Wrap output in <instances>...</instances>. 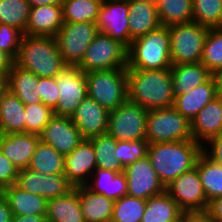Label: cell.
Here are the masks:
<instances>
[{"label":"cell","mask_w":222,"mask_h":222,"mask_svg":"<svg viewBox=\"0 0 222 222\" xmlns=\"http://www.w3.org/2000/svg\"><path fill=\"white\" fill-rule=\"evenodd\" d=\"M127 90L128 100L147 111L172 107L175 101L171 68L127 69Z\"/></svg>","instance_id":"1"},{"label":"cell","mask_w":222,"mask_h":222,"mask_svg":"<svg viewBox=\"0 0 222 222\" xmlns=\"http://www.w3.org/2000/svg\"><path fill=\"white\" fill-rule=\"evenodd\" d=\"M202 149L193 139L159 142L149 144L147 157L166 188L174 179L195 167Z\"/></svg>","instance_id":"2"},{"label":"cell","mask_w":222,"mask_h":222,"mask_svg":"<svg viewBox=\"0 0 222 222\" xmlns=\"http://www.w3.org/2000/svg\"><path fill=\"white\" fill-rule=\"evenodd\" d=\"M14 64L37 77H56L66 66L55 37L25 34Z\"/></svg>","instance_id":"3"},{"label":"cell","mask_w":222,"mask_h":222,"mask_svg":"<svg viewBox=\"0 0 222 222\" xmlns=\"http://www.w3.org/2000/svg\"><path fill=\"white\" fill-rule=\"evenodd\" d=\"M170 35L167 26L148 32L132 40L127 49V69H170Z\"/></svg>","instance_id":"4"},{"label":"cell","mask_w":222,"mask_h":222,"mask_svg":"<svg viewBox=\"0 0 222 222\" xmlns=\"http://www.w3.org/2000/svg\"><path fill=\"white\" fill-rule=\"evenodd\" d=\"M87 95L108 112L128 100L127 68L86 73Z\"/></svg>","instance_id":"5"},{"label":"cell","mask_w":222,"mask_h":222,"mask_svg":"<svg viewBox=\"0 0 222 222\" xmlns=\"http://www.w3.org/2000/svg\"><path fill=\"white\" fill-rule=\"evenodd\" d=\"M172 65L198 63L201 61L209 28L195 21L168 27Z\"/></svg>","instance_id":"6"},{"label":"cell","mask_w":222,"mask_h":222,"mask_svg":"<svg viewBox=\"0 0 222 222\" xmlns=\"http://www.w3.org/2000/svg\"><path fill=\"white\" fill-rule=\"evenodd\" d=\"M192 139L191 122L173 106L147 112L146 140L149 144Z\"/></svg>","instance_id":"7"},{"label":"cell","mask_w":222,"mask_h":222,"mask_svg":"<svg viewBox=\"0 0 222 222\" xmlns=\"http://www.w3.org/2000/svg\"><path fill=\"white\" fill-rule=\"evenodd\" d=\"M99 34L96 23L64 22L54 36L66 66H79L92 40Z\"/></svg>","instance_id":"8"},{"label":"cell","mask_w":222,"mask_h":222,"mask_svg":"<svg viewBox=\"0 0 222 222\" xmlns=\"http://www.w3.org/2000/svg\"><path fill=\"white\" fill-rule=\"evenodd\" d=\"M78 67L84 73L127 68V48L117 40L99 32L87 48Z\"/></svg>","instance_id":"9"},{"label":"cell","mask_w":222,"mask_h":222,"mask_svg":"<svg viewBox=\"0 0 222 222\" xmlns=\"http://www.w3.org/2000/svg\"><path fill=\"white\" fill-rule=\"evenodd\" d=\"M147 110L129 100L108 115V130L116 141L146 139Z\"/></svg>","instance_id":"10"},{"label":"cell","mask_w":222,"mask_h":222,"mask_svg":"<svg viewBox=\"0 0 222 222\" xmlns=\"http://www.w3.org/2000/svg\"><path fill=\"white\" fill-rule=\"evenodd\" d=\"M59 92L54 115L71 117L87 96L86 73L78 66H65L56 76Z\"/></svg>","instance_id":"11"},{"label":"cell","mask_w":222,"mask_h":222,"mask_svg":"<svg viewBox=\"0 0 222 222\" xmlns=\"http://www.w3.org/2000/svg\"><path fill=\"white\" fill-rule=\"evenodd\" d=\"M128 17L129 0H103L96 25L100 33L110 36L128 49L132 43Z\"/></svg>","instance_id":"12"},{"label":"cell","mask_w":222,"mask_h":222,"mask_svg":"<svg viewBox=\"0 0 222 222\" xmlns=\"http://www.w3.org/2000/svg\"><path fill=\"white\" fill-rule=\"evenodd\" d=\"M15 185L26 192L42 196L47 201L75 188L64 174L45 175L29 168L19 170Z\"/></svg>","instance_id":"13"},{"label":"cell","mask_w":222,"mask_h":222,"mask_svg":"<svg viewBox=\"0 0 222 222\" xmlns=\"http://www.w3.org/2000/svg\"><path fill=\"white\" fill-rule=\"evenodd\" d=\"M166 192L182 211L207 210L208 201L196 167L174 179Z\"/></svg>","instance_id":"14"},{"label":"cell","mask_w":222,"mask_h":222,"mask_svg":"<svg viewBox=\"0 0 222 222\" xmlns=\"http://www.w3.org/2000/svg\"><path fill=\"white\" fill-rule=\"evenodd\" d=\"M123 172L129 196L147 200L166 191L147 156L127 165Z\"/></svg>","instance_id":"15"},{"label":"cell","mask_w":222,"mask_h":222,"mask_svg":"<svg viewBox=\"0 0 222 222\" xmlns=\"http://www.w3.org/2000/svg\"><path fill=\"white\" fill-rule=\"evenodd\" d=\"M40 140L65 156L73 152L84 138L70 117L54 115L40 134Z\"/></svg>","instance_id":"16"},{"label":"cell","mask_w":222,"mask_h":222,"mask_svg":"<svg viewBox=\"0 0 222 222\" xmlns=\"http://www.w3.org/2000/svg\"><path fill=\"white\" fill-rule=\"evenodd\" d=\"M109 112L88 95L70 117L84 139L107 133Z\"/></svg>","instance_id":"17"},{"label":"cell","mask_w":222,"mask_h":222,"mask_svg":"<svg viewBox=\"0 0 222 222\" xmlns=\"http://www.w3.org/2000/svg\"><path fill=\"white\" fill-rule=\"evenodd\" d=\"M97 168L94 147L84 139L73 152L65 155L64 175L75 186H85Z\"/></svg>","instance_id":"18"},{"label":"cell","mask_w":222,"mask_h":222,"mask_svg":"<svg viewBox=\"0 0 222 222\" xmlns=\"http://www.w3.org/2000/svg\"><path fill=\"white\" fill-rule=\"evenodd\" d=\"M40 135L26 132L0 134V152L18 169L28 168Z\"/></svg>","instance_id":"19"},{"label":"cell","mask_w":222,"mask_h":222,"mask_svg":"<svg viewBox=\"0 0 222 222\" xmlns=\"http://www.w3.org/2000/svg\"><path fill=\"white\" fill-rule=\"evenodd\" d=\"M193 140L201 146L222 134V99L215 97L191 121Z\"/></svg>","instance_id":"20"},{"label":"cell","mask_w":222,"mask_h":222,"mask_svg":"<svg viewBox=\"0 0 222 222\" xmlns=\"http://www.w3.org/2000/svg\"><path fill=\"white\" fill-rule=\"evenodd\" d=\"M62 5H43L30 8L25 35L54 37L62 27Z\"/></svg>","instance_id":"21"},{"label":"cell","mask_w":222,"mask_h":222,"mask_svg":"<svg viewBox=\"0 0 222 222\" xmlns=\"http://www.w3.org/2000/svg\"><path fill=\"white\" fill-rule=\"evenodd\" d=\"M130 39L147 34L161 26L155 1L129 0Z\"/></svg>","instance_id":"22"},{"label":"cell","mask_w":222,"mask_h":222,"mask_svg":"<svg viewBox=\"0 0 222 222\" xmlns=\"http://www.w3.org/2000/svg\"><path fill=\"white\" fill-rule=\"evenodd\" d=\"M216 97L213 77L198 85L188 93L175 96L173 107L190 122L198 112Z\"/></svg>","instance_id":"23"},{"label":"cell","mask_w":222,"mask_h":222,"mask_svg":"<svg viewBox=\"0 0 222 222\" xmlns=\"http://www.w3.org/2000/svg\"><path fill=\"white\" fill-rule=\"evenodd\" d=\"M78 195L85 222H111L115 200L86 186H78Z\"/></svg>","instance_id":"24"},{"label":"cell","mask_w":222,"mask_h":222,"mask_svg":"<svg viewBox=\"0 0 222 222\" xmlns=\"http://www.w3.org/2000/svg\"><path fill=\"white\" fill-rule=\"evenodd\" d=\"M6 80L7 89L16 95L24 105L41 102L38 77L34 73L13 64Z\"/></svg>","instance_id":"25"},{"label":"cell","mask_w":222,"mask_h":222,"mask_svg":"<svg viewBox=\"0 0 222 222\" xmlns=\"http://www.w3.org/2000/svg\"><path fill=\"white\" fill-rule=\"evenodd\" d=\"M12 215H46L47 200L42 196L26 192L15 184L3 189Z\"/></svg>","instance_id":"26"},{"label":"cell","mask_w":222,"mask_h":222,"mask_svg":"<svg viewBox=\"0 0 222 222\" xmlns=\"http://www.w3.org/2000/svg\"><path fill=\"white\" fill-rule=\"evenodd\" d=\"M46 218L48 222H85L78 186L63 196L48 200Z\"/></svg>","instance_id":"27"},{"label":"cell","mask_w":222,"mask_h":222,"mask_svg":"<svg viewBox=\"0 0 222 222\" xmlns=\"http://www.w3.org/2000/svg\"><path fill=\"white\" fill-rule=\"evenodd\" d=\"M26 132L25 105L8 89L0 101V134Z\"/></svg>","instance_id":"28"},{"label":"cell","mask_w":222,"mask_h":222,"mask_svg":"<svg viewBox=\"0 0 222 222\" xmlns=\"http://www.w3.org/2000/svg\"><path fill=\"white\" fill-rule=\"evenodd\" d=\"M212 73L201 62L172 65L171 78L174 96L188 93L198 85L206 82Z\"/></svg>","instance_id":"29"},{"label":"cell","mask_w":222,"mask_h":222,"mask_svg":"<svg viewBox=\"0 0 222 222\" xmlns=\"http://www.w3.org/2000/svg\"><path fill=\"white\" fill-rule=\"evenodd\" d=\"M85 186L94 193L113 200L127 194V180L124 172L96 168Z\"/></svg>","instance_id":"30"},{"label":"cell","mask_w":222,"mask_h":222,"mask_svg":"<svg viewBox=\"0 0 222 222\" xmlns=\"http://www.w3.org/2000/svg\"><path fill=\"white\" fill-rule=\"evenodd\" d=\"M182 210L165 191L146 200L141 222H180Z\"/></svg>","instance_id":"31"},{"label":"cell","mask_w":222,"mask_h":222,"mask_svg":"<svg viewBox=\"0 0 222 222\" xmlns=\"http://www.w3.org/2000/svg\"><path fill=\"white\" fill-rule=\"evenodd\" d=\"M195 167L200 175L207 201L222 196V164L213 161L202 151Z\"/></svg>","instance_id":"32"},{"label":"cell","mask_w":222,"mask_h":222,"mask_svg":"<svg viewBox=\"0 0 222 222\" xmlns=\"http://www.w3.org/2000/svg\"><path fill=\"white\" fill-rule=\"evenodd\" d=\"M28 168L45 175L64 174L65 156L40 140Z\"/></svg>","instance_id":"33"},{"label":"cell","mask_w":222,"mask_h":222,"mask_svg":"<svg viewBox=\"0 0 222 222\" xmlns=\"http://www.w3.org/2000/svg\"><path fill=\"white\" fill-rule=\"evenodd\" d=\"M155 5L163 26L193 21V0H155Z\"/></svg>","instance_id":"34"},{"label":"cell","mask_w":222,"mask_h":222,"mask_svg":"<svg viewBox=\"0 0 222 222\" xmlns=\"http://www.w3.org/2000/svg\"><path fill=\"white\" fill-rule=\"evenodd\" d=\"M103 0H63V21L96 23Z\"/></svg>","instance_id":"35"},{"label":"cell","mask_w":222,"mask_h":222,"mask_svg":"<svg viewBox=\"0 0 222 222\" xmlns=\"http://www.w3.org/2000/svg\"><path fill=\"white\" fill-rule=\"evenodd\" d=\"M94 147L97 168L118 173L124 171L120 161L114 157L117 141L108 133L89 139Z\"/></svg>","instance_id":"36"},{"label":"cell","mask_w":222,"mask_h":222,"mask_svg":"<svg viewBox=\"0 0 222 222\" xmlns=\"http://www.w3.org/2000/svg\"><path fill=\"white\" fill-rule=\"evenodd\" d=\"M30 8L27 0H0V24L11 25L25 33Z\"/></svg>","instance_id":"37"},{"label":"cell","mask_w":222,"mask_h":222,"mask_svg":"<svg viewBox=\"0 0 222 222\" xmlns=\"http://www.w3.org/2000/svg\"><path fill=\"white\" fill-rule=\"evenodd\" d=\"M146 200L124 195L115 200L111 222H141Z\"/></svg>","instance_id":"38"},{"label":"cell","mask_w":222,"mask_h":222,"mask_svg":"<svg viewBox=\"0 0 222 222\" xmlns=\"http://www.w3.org/2000/svg\"><path fill=\"white\" fill-rule=\"evenodd\" d=\"M192 19L209 29L222 28V0H193Z\"/></svg>","instance_id":"39"},{"label":"cell","mask_w":222,"mask_h":222,"mask_svg":"<svg viewBox=\"0 0 222 222\" xmlns=\"http://www.w3.org/2000/svg\"><path fill=\"white\" fill-rule=\"evenodd\" d=\"M200 62L211 73L222 68V28L209 29Z\"/></svg>","instance_id":"40"},{"label":"cell","mask_w":222,"mask_h":222,"mask_svg":"<svg viewBox=\"0 0 222 222\" xmlns=\"http://www.w3.org/2000/svg\"><path fill=\"white\" fill-rule=\"evenodd\" d=\"M53 116L54 110L42 102L25 105L26 133L40 135Z\"/></svg>","instance_id":"41"},{"label":"cell","mask_w":222,"mask_h":222,"mask_svg":"<svg viewBox=\"0 0 222 222\" xmlns=\"http://www.w3.org/2000/svg\"><path fill=\"white\" fill-rule=\"evenodd\" d=\"M149 143L146 139L134 141H117L114 157L125 168L138 159L147 156Z\"/></svg>","instance_id":"42"},{"label":"cell","mask_w":222,"mask_h":222,"mask_svg":"<svg viewBox=\"0 0 222 222\" xmlns=\"http://www.w3.org/2000/svg\"><path fill=\"white\" fill-rule=\"evenodd\" d=\"M24 33L11 25L0 24V50L15 60Z\"/></svg>","instance_id":"43"},{"label":"cell","mask_w":222,"mask_h":222,"mask_svg":"<svg viewBox=\"0 0 222 222\" xmlns=\"http://www.w3.org/2000/svg\"><path fill=\"white\" fill-rule=\"evenodd\" d=\"M38 84L41 102L54 110L59 99L56 77H38Z\"/></svg>","instance_id":"44"},{"label":"cell","mask_w":222,"mask_h":222,"mask_svg":"<svg viewBox=\"0 0 222 222\" xmlns=\"http://www.w3.org/2000/svg\"><path fill=\"white\" fill-rule=\"evenodd\" d=\"M19 170L0 152V187L2 189L16 183Z\"/></svg>","instance_id":"45"},{"label":"cell","mask_w":222,"mask_h":222,"mask_svg":"<svg viewBox=\"0 0 222 222\" xmlns=\"http://www.w3.org/2000/svg\"><path fill=\"white\" fill-rule=\"evenodd\" d=\"M202 148V151L209 158L219 164H222V134L209 140L205 145L202 146Z\"/></svg>","instance_id":"46"},{"label":"cell","mask_w":222,"mask_h":222,"mask_svg":"<svg viewBox=\"0 0 222 222\" xmlns=\"http://www.w3.org/2000/svg\"><path fill=\"white\" fill-rule=\"evenodd\" d=\"M180 222H214L207 210L182 211Z\"/></svg>","instance_id":"47"},{"label":"cell","mask_w":222,"mask_h":222,"mask_svg":"<svg viewBox=\"0 0 222 222\" xmlns=\"http://www.w3.org/2000/svg\"><path fill=\"white\" fill-rule=\"evenodd\" d=\"M207 212L213 220H222V196L208 202Z\"/></svg>","instance_id":"48"},{"label":"cell","mask_w":222,"mask_h":222,"mask_svg":"<svg viewBox=\"0 0 222 222\" xmlns=\"http://www.w3.org/2000/svg\"><path fill=\"white\" fill-rule=\"evenodd\" d=\"M14 60L4 51L0 50V75L6 77L12 69Z\"/></svg>","instance_id":"49"},{"label":"cell","mask_w":222,"mask_h":222,"mask_svg":"<svg viewBox=\"0 0 222 222\" xmlns=\"http://www.w3.org/2000/svg\"><path fill=\"white\" fill-rule=\"evenodd\" d=\"M11 222H48L46 215H12Z\"/></svg>","instance_id":"50"},{"label":"cell","mask_w":222,"mask_h":222,"mask_svg":"<svg viewBox=\"0 0 222 222\" xmlns=\"http://www.w3.org/2000/svg\"><path fill=\"white\" fill-rule=\"evenodd\" d=\"M12 212L3 195L0 196V222H11Z\"/></svg>","instance_id":"51"},{"label":"cell","mask_w":222,"mask_h":222,"mask_svg":"<svg viewBox=\"0 0 222 222\" xmlns=\"http://www.w3.org/2000/svg\"><path fill=\"white\" fill-rule=\"evenodd\" d=\"M212 77L215 82L216 97L222 99V68L212 73Z\"/></svg>","instance_id":"52"},{"label":"cell","mask_w":222,"mask_h":222,"mask_svg":"<svg viewBox=\"0 0 222 222\" xmlns=\"http://www.w3.org/2000/svg\"><path fill=\"white\" fill-rule=\"evenodd\" d=\"M30 7H38L43 5H62L63 0H27Z\"/></svg>","instance_id":"53"},{"label":"cell","mask_w":222,"mask_h":222,"mask_svg":"<svg viewBox=\"0 0 222 222\" xmlns=\"http://www.w3.org/2000/svg\"><path fill=\"white\" fill-rule=\"evenodd\" d=\"M7 90L6 77L0 75V101L3 93Z\"/></svg>","instance_id":"54"},{"label":"cell","mask_w":222,"mask_h":222,"mask_svg":"<svg viewBox=\"0 0 222 222\" xmlns=\"http://www.w3.org/2000/svg\"><path fill=\"white\" fill-rule=\"evenodd\" d=\"M3 193V189L0 187V196L2 195Z\"/></svg>","instance_id":"55"},{"label":"cell","mask_w":222,"mask_h":222,"mask_svg":"<svg viewBox=\"0 0 222 222\" xmlns=\"http://www.w3.org/2000/svg\"><path fill=\"white\" fill-rule=\"evenodd\" d=\"M135 1H140V0H135ZM141 1H155V0H141Z\"/></svg>","instance_id":"56"},{"label":"cell","mask_w":222,"mask_h":222,"mask_svg":"<svg viewBox=\"0 0 222 222\" xmlns=\"http://www.w3.org/2000/svg\"><path fill=\"white\" fill-rule=\"evenodd\" d=\"M214 222H222V220H213Z\"/></svg>","instance_id":"57"}]
</instances>
